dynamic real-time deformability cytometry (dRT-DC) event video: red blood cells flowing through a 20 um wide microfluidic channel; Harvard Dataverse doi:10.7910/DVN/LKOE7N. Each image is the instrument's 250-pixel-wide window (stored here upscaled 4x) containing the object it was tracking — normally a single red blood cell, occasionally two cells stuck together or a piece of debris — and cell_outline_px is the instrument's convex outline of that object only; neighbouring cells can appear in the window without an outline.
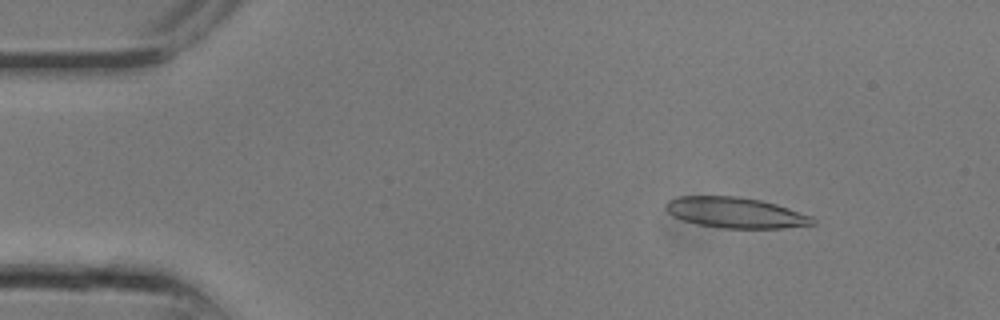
{"species": "common noctule bat (a hibernating species)", "species_latin": "Nyctalus noctula", "temperature_condition": "room temperature", "stored_images_in_passage": 9, "camera_frame_rate_fps": 3000, "um_per_image_px": 0.085, "animal": {"sex": "male", "body_mass_g": 13.3}, "frame": {"image": 1, "passage_image": 3, "time_ms": 0.667, "image_size_px": [1000, 320], "cell_outline_px": [[816, 224], [780, 228], [720, 228], [696, 224], [672, 216], [664, 208], [664, 204], [668, 200], [676, 196], [740, 196], [760, 200], [776, 204], [812, 216], [816, 220]], "centroid_in_image_um": [62.48, 18.07], "position_along_channel_um": 22.5, "area_um2": 26.41}}
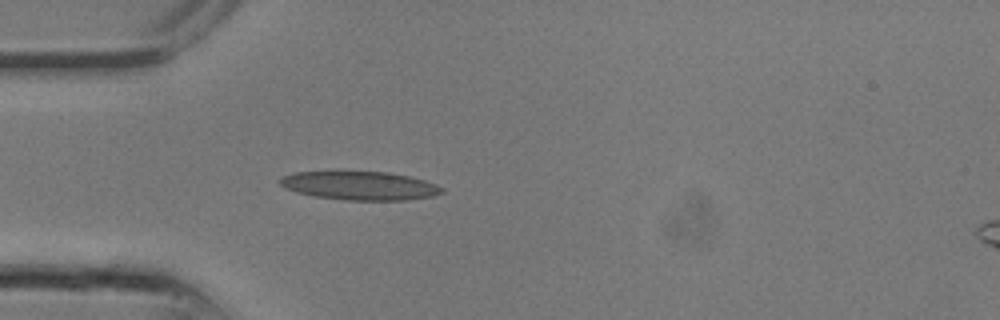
{"frame": {"image": 2, "passage_image": 7, "time_ms": 2.0, "image_size_px": [1000, 320], "cell_outline_px": [[444, 192], [432, 196], [404, 200], [348, 200], [316, 196], [296, 192], [284, 188], [280, 184], [280, 176], [296, 172], [388, 172], [408, 176], [424, 180], [436, 184], [444, 188]], "centroid_in_image_um": [30.59, 15.78], "position_along_channel_um": 54.4, "area_um2": 26.76}}
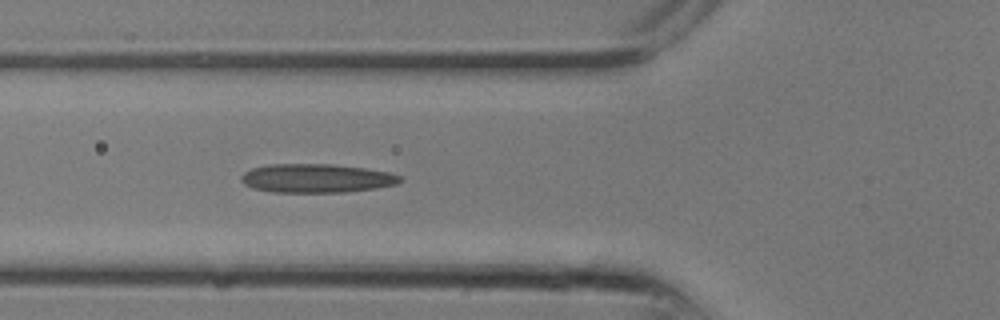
{"frame": {"image": 3, "passage_image": 9, "time_ms": 2.667, "image_size_px": [1000, 320], "cell_outline_px": [[400, 180], [396, 184], [376, 188], [344, 192], [272, 192], [252, 188], [244, 184], [240, 180], [240, 176], [244, 172], [252, 168], [268, 164], [332, 164], [364, 168], [392, 172], [400, 176]], "centroid_in_image_um": [26.86, 15.15], "position_along_channel_um": 98.9, "area_um2": 26.7}}